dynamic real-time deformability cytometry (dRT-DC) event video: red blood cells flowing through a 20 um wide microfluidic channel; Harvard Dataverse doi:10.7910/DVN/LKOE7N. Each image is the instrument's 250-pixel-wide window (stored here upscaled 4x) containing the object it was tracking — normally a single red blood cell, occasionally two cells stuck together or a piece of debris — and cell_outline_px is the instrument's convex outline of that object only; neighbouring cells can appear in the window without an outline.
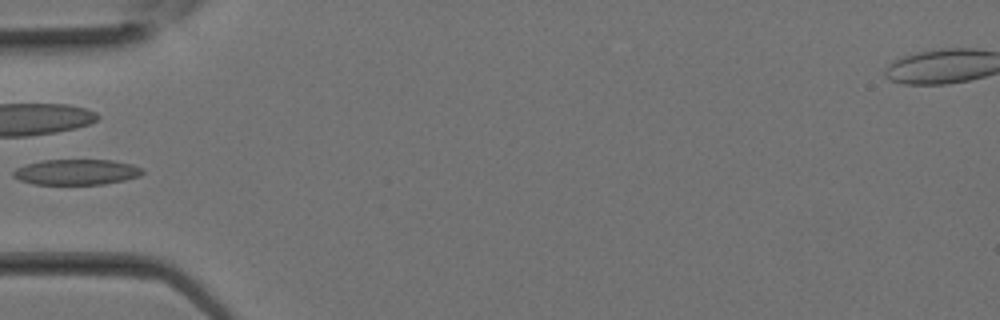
{"species": "Egyptian fruit bat (a non-hibernating species)", "species_latin": "Rousettus aegyptiacus", "temperature_condition": "room temperature", "stored_images_in_passage": 27, "camera_frame_rate_fps": 3000, "um_per_image_px": 0.085, "animal": {"sex": "female"}, "frame": {"image": 1, "passage_image": 8, "time_ms": 2.333, "image_size_px": [1000, 320], "cell_outline_px": [[144, 172], [140, 176], [124, 180], [104, 184], [32, 184], [20, 180], [12, 176], [12, 172], [16, 168], [28, 164], [44, 160], [112, 160], [132, 164], [144, 168]], "centroid_in_image_um": [6.52, 14.62], "position_along_channel_um": 78.5, "area_um2": 19.25}}